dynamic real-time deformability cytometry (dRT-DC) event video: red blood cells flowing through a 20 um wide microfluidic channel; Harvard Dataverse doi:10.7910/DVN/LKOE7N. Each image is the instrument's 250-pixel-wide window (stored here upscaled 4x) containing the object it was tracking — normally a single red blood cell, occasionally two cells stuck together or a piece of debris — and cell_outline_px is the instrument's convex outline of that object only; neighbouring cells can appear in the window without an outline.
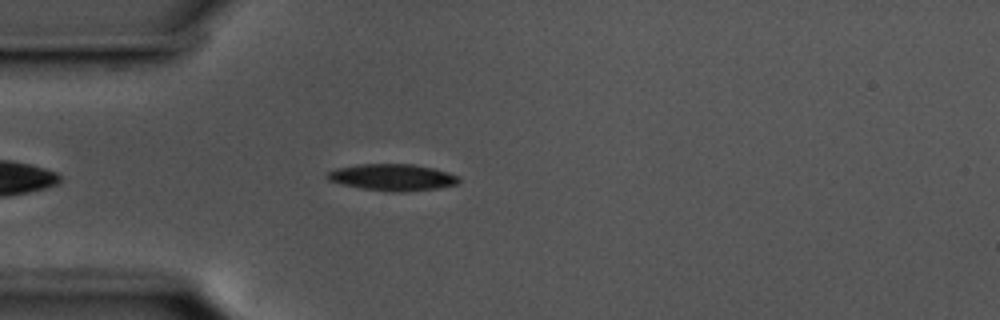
{"species": "common noctule bat (a hibernating species)", "species_latin": "Nyctalus noctula", "temperature_condition": "cold", "stored_images_in_passage": 40, "camera_frame_rate_fps": 3000, "um_per_image_px": 0.085, "animal": {"sex": "male", "body_mass_g": 17.5, "forearm_length_mm": 52.3}, "frame": {"image": 1, "passage_image": 6, "time_ms": 1.667, "image_size_px": [1000, 320], "cell_outline_px": [[460, 180], [456, 184], [436, 188], [404, 192], [388, 192], [360, 188], [340, 184], [328, 180], [324, 176], [328, 172], [336, 168], [356, 164], [412, 164], [432, 168], [448, 172], [456, 176]], "centroid_in_image_um": [33.28, 15.07], "position_along_channel_um": 51.7, "area_um2": 20.46}}
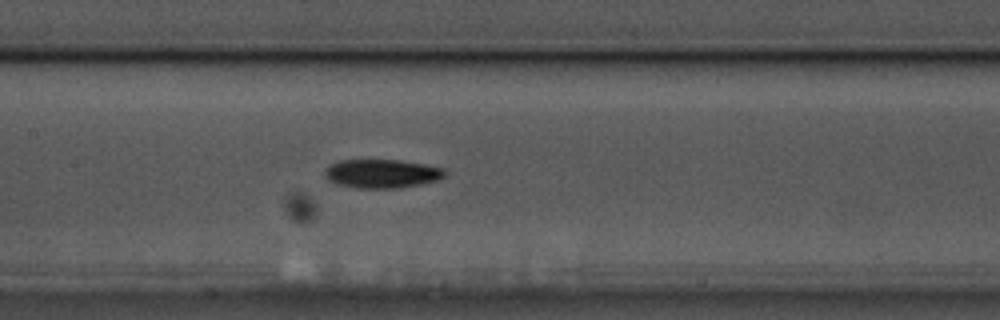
{"frame": {"image": 2, "passage_image": 17, "time_ms": 5.333, "image_size_px": [1000, 320], "cell_outline_px": [[448, 172], [444, 176], [436, 180], [420, 184], [400, 188], [356, 188], [340, 184], [328, 180], [324, 176], [324, 168], [328, 164], [336, 160], [400, 160], [424, 164], [444, 168]], "centroid_in_image_um": [32.42, 14.75], "position_along_channel_um": 175.0, "area_um2": 20.29}}
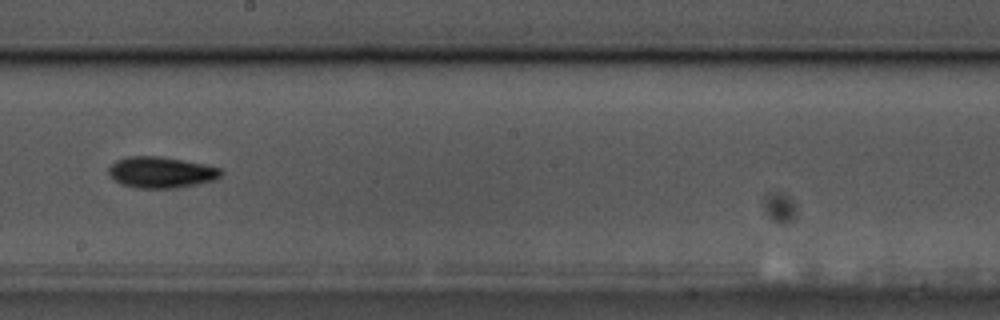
{"frame": {"image": 3, "passage_image": 22, "time_ms": 7.0, "image_size_px": [1000, 320], "cell_outline_px": [[224, 172], [220, 176], [212, 180], [196, 184], [176, 188], [136, 188], [120, 184], [108, 176], [108, 168], [116, 160], [128, 156], [160, 156], [204, 164], [220, 168]], "centroid_in_image_um": [13.64, 14.65], "position_along_channel_um": 234.6, "area_um2": 20.46}, "authors_computed_cell_mechanics": {"area_um2": 19.074, "velocity_mm_per_s": 3.5887, "shape_relaxation_time_tau1_ms": 5.3904, "shape_relaxation_time_tau2_ms": null, "deformation_change_tau1": 0.1962, "deformation_change_tau2": null}}